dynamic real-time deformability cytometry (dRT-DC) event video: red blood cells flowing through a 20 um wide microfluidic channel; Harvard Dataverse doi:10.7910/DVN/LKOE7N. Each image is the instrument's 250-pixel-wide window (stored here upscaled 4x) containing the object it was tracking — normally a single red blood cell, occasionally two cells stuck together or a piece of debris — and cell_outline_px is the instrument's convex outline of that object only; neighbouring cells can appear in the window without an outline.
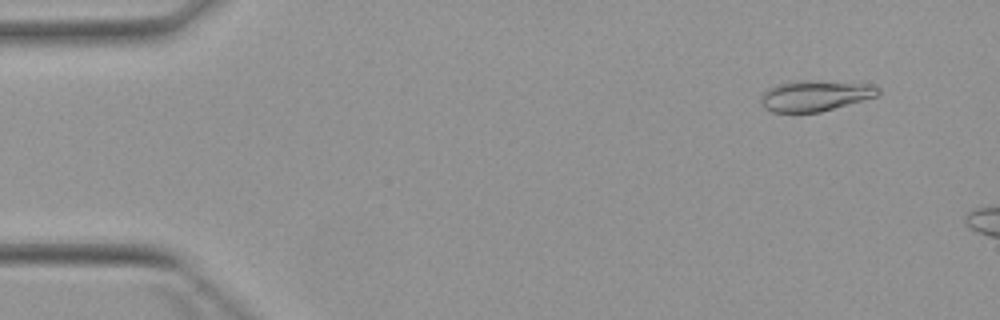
{"species": "Egyptian fruit bat (a non-hibernating species)", "species_latin": "Rousettus aegyptiacus", "temperature_condition": "warm", "stored_images_in_passage": 3, "camera_frame_rate_fps": 3000, "um_per_image_px": 0.085, "animal": {"sex": "female"}, "frame": {"image": 1, "passage_image": 1, "time_ms": 0.0, "image_size_px": [1000, 320], "cell_outline_px": [[880, 92], [876, 96], [864, 100], [820, 112], [772, 112], [764, 108], [760, 104], [760, 96], [768, 88], [776, 84], [796, 80], [860, 80], [880, 88]], "centroid_in_image_um": [69.33, 8.09], "position_along_channel_um": 15.7, "area_um2": 21.91}}